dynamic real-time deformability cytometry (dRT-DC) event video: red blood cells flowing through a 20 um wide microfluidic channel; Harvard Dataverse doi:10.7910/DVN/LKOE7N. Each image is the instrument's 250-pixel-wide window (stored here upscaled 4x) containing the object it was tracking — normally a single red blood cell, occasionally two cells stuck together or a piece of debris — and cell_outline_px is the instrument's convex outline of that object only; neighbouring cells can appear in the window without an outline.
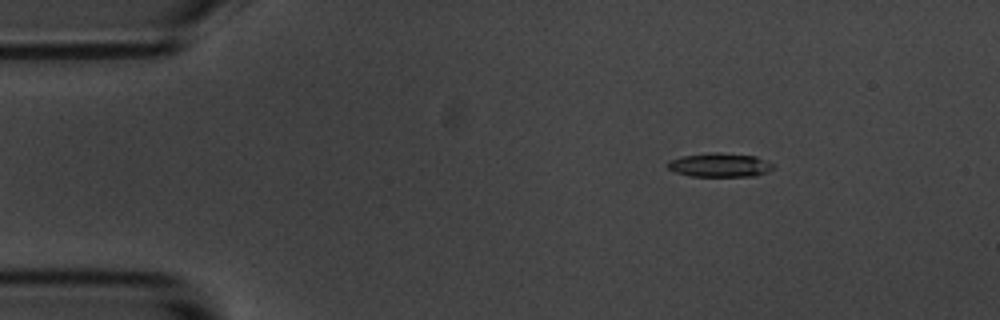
{"species": "common noctule bat (a hibernating species)", "species_latin": "Nyctalus noctula", "temperature_condition": "room temperature", "stored_images_in_passage": 4, "camera_frame_rate_fps": 3000, "um_per_image_px": 0.085, "animal": {"sex": "male", "body_mass_g": 20.1, "forearm_length_mm": 53.5}, "frame": {"image": 1, "passage_image": 1, "time_ms": 0.0, "image_size_px": [1000, 320], "cell_outline_px": [[772, 168], [768, 172], [756, 176], [692, 176], [676, 172], [668, 168], [668, 160], [684, 156], [716, 152], [720, 152], [756, 156], [772, 164]], "centroid_in_image_um": [61.19, 14.03], "position_along_channel_um": 23.8, "area_um2": 14.51}}
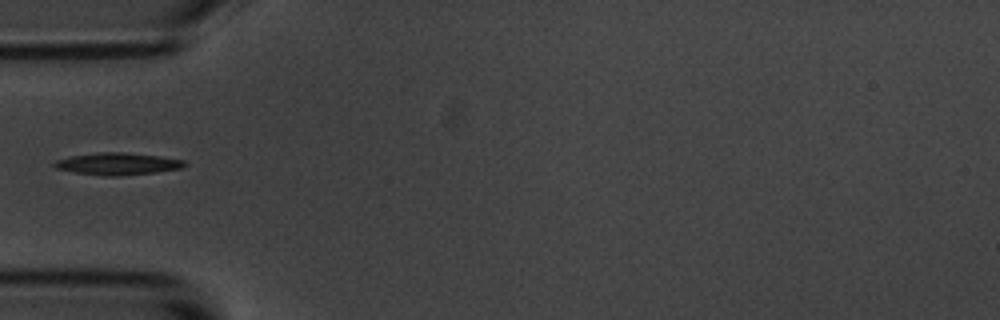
{"frame": {"image": 2, "passage_image": 4, "time_ms": 3.333, "image_size_px": [1000, 320], "cell_outline_px": [[188, 164], [180, 168], [156, 172], [120, 176], [108, 176], [72, 172], [56, 168], [52, 164], [56, 160], [68, 156], [100, 152], [120, 152], [160, 156], [184, 160]], "centroid_in_image_um": [9.97, 13.92], "position_along_channel_um": 75.0, "area_um2": 16.76}}